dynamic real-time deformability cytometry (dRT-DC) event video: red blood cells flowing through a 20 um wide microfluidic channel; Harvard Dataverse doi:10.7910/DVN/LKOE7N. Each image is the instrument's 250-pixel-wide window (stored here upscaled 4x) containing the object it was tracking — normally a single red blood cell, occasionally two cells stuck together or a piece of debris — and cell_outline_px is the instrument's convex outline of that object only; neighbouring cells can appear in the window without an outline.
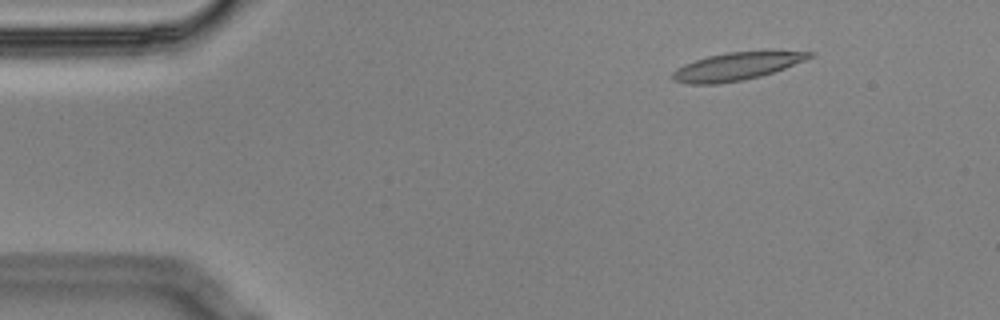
{"species": "Egyptian fruit bat (a non-hibernating species)", "species_latin": "Rousettus aegyptiacus", "temperature_condition": "cold", "stored_images_in_passage": 6, "camera_frame_rate_fps": 3000, "um_per_image_px": 0.085, "animal": {"sex": "male"}, "frame": {"image": 1, "passage_image": 2, "time_ms": 0.333, "image_size_px": [1000, 320], "cell_outline_px": [[816, 56], [784, 68], [760, 76], [744, 80], [716, 84], [688, 84], [672, 80], [672, 72], [676, 68], [684, 64], [708, 56], [728, 52], [772, 48], [776, 48], [816, 52]], "centroid_in_image_um": [62.74, 5.58], "position_along_channel_um": 22.3, "area_um2": 23.12}}
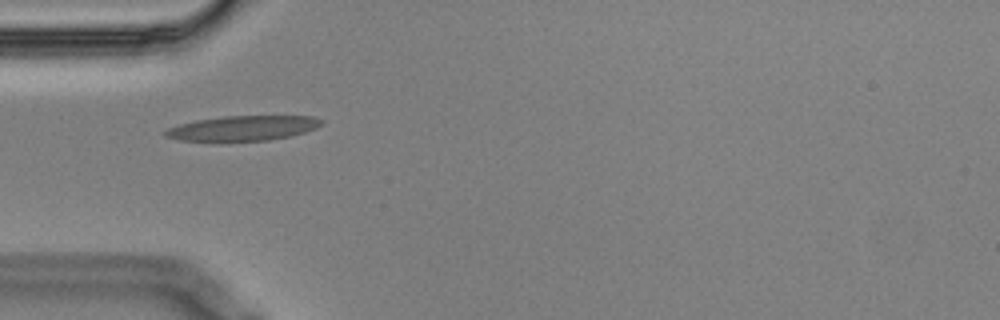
{"frame": {"image": 2, "passage_image": 5, "time_ms": 1.333, "image_size_px": [1000, 320], "cell_outline_px": [[324, 124], [316, 128], [292, 136], [268, 140], [220, 144], [180, 140], [164, 136], [164, 132], [168, 128], [180, 124], [196, 120], [224, 116], [312, 116], [324, 120]], "centroid_in_image_um": [20.61, 10.94], "position_along_channel_um": 64.4, "area_um2": 23.7}}
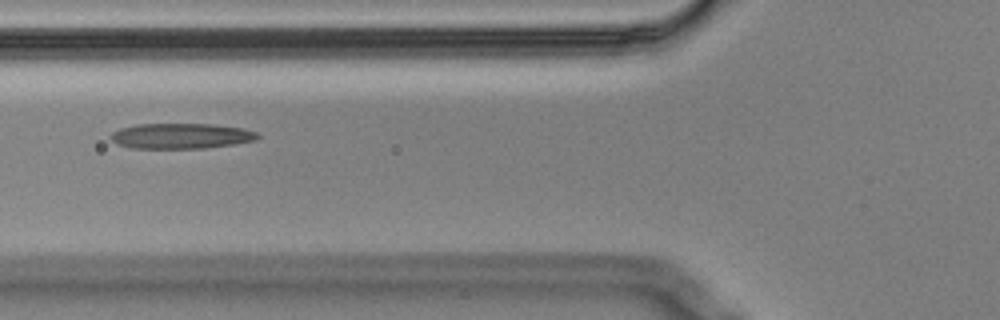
{"frame": {"image": 3, "passage_image": 6, "time_ms": 1.667, "image_size_px": [1000, 320], "cell_outline_px": [[260, 136], [256, 140], [236, 144], [204, 148], [132, 148], [116, 144], [108, 136], [112, 132], [120, 128], [136, 124], [212, 124], [244, 128], [256, 132]], "centroid_in_image_um": [15.38, 11.55], "position_along_channel_um": 110.4, "area_um2": 21.91}}